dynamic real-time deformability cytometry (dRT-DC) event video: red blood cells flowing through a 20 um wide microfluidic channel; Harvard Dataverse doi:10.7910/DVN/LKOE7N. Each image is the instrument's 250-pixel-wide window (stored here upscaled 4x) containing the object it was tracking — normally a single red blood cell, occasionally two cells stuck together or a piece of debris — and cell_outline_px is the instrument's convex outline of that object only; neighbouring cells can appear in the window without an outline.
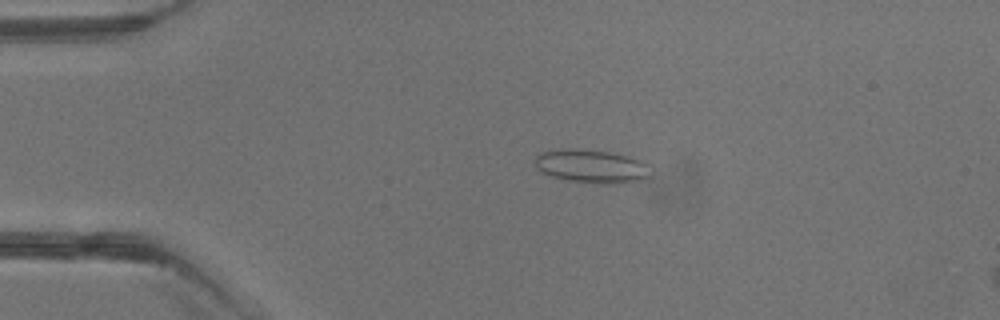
{"species": "common noctule bat (a hibernating species)", "species_latin": "Nyctalus noctula", "temperature_condition": "warm", "stored_images_in_passage": 3, "camera_frame_rate_fps": 3000, "um_per_image_px": 0.085, "animal": {"sex": "male", "body_mass_g": 13.3}, "frame": {"image": 1, "passage_image": 3, "time_ms": 2.333, "image_size_px": [1000, 320], "cell_outline_px": [[652, 176], [636, 180], [616, 184], [596, 184], [564, 180], [548, 176], [536, 168], [536, 156], [540, 152], [568, 148], [576, 148], [612, 152], [628, 156], [640, 160], [648, 164]], "centroid_in_image_um": [50.27, 14.14], "position_along_channel_um": 34.7, "area_um2": 22.89}}